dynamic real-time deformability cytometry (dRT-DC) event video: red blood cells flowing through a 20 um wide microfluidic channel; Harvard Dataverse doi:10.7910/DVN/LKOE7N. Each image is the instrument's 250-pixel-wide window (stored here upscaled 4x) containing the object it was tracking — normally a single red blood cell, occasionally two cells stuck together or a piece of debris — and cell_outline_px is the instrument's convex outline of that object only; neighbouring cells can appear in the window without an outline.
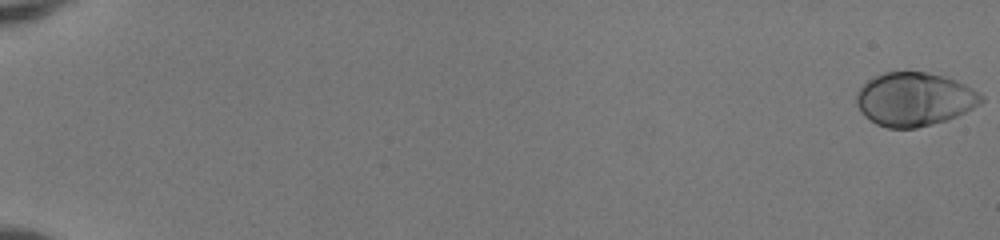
{"species": "human", "species_latin": "Homo sapiens", "temperature_condition": "room temperature", "stored_images_in_passage": 53, "camera_frame_rate_fps": 3000, "um_per_image_px": 0.085, "donor": {"sex": "female"}, "frame": {"image": 1, "passage_image": 1, "time_ms": 0.0, "image_size_px": [1000, 240], "cell_outline_px": [[984, 100], [980, 104], [948, 120], [916, 128], [888, 128], [876, 124], [864, 116], [860, 112], [856, 104], [856, 92], [868, 80], [884, 72], [928, 72], [944, 76], [956, 80], [980, 92], [984, 96]], "centroid_in_image_um": [77.72, 8.44], "position_along_channel_um": 7.3, "area_um2": 39.07}}
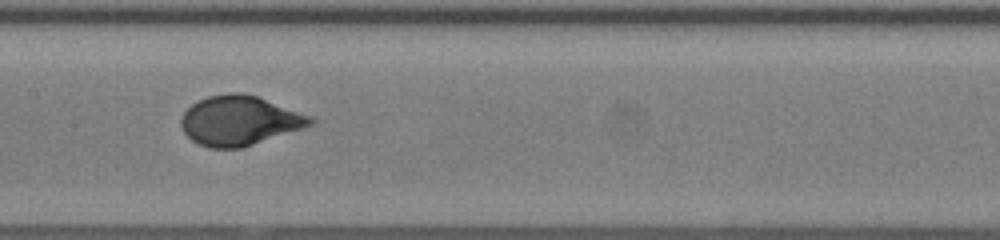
{"frame": {"image": 2, "passage_image": 30, "time_ms": 9.667, "image_size_px": [1000, 240], "cell_outline_px": [[316, 124], [304, 128], [240, 148], [208, 148], [192, 140], [184, 132], [180, 124], [180, 120], [184, 112], [192, 104], [208, 96], [232, 92], [240, 92], [256, 96], [312, 116], [316, 120]], "centroid_in_image_um": [20.37, 10.25], "position_along_channel_um": 187.0, "area_um2": 37.22}}
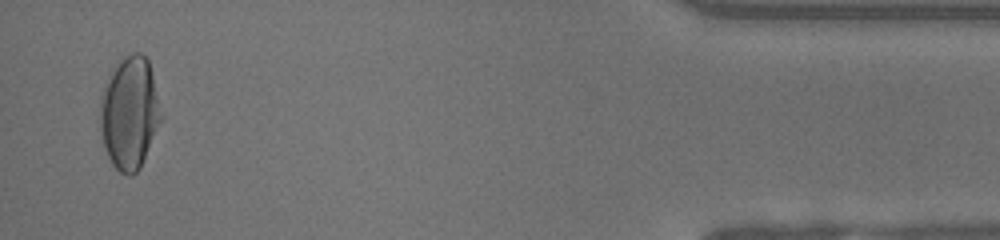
{"frame": {"image": 3, "passage_image": 52, "time_ms": 17.0, "image_size_px": [1000, 240], "cell_outline_px": [[164, 116], [140, 168], [132, 176], [128, 176], [120, 172], [112, 164], [104, 148], [100, 128], [100, 100], [116, 60], [132, 52], [140, 52], [148, 60]], "centroid_in_image_um": [11.03, 9.6], "position_along_channel_um": 424.2, "area_um2": 40.29}, "authors_computed_cell_mechanics": {"area_um2": 37.2232, "velocity_mm_per_s": 4.0862, "shape_relaxation_time_tau1_ms": 3.4952, "shape_relaxation_time_tau2_ms": null, "deformation_change_tau1": 0.1838, "deformation_change_tau2": null}}